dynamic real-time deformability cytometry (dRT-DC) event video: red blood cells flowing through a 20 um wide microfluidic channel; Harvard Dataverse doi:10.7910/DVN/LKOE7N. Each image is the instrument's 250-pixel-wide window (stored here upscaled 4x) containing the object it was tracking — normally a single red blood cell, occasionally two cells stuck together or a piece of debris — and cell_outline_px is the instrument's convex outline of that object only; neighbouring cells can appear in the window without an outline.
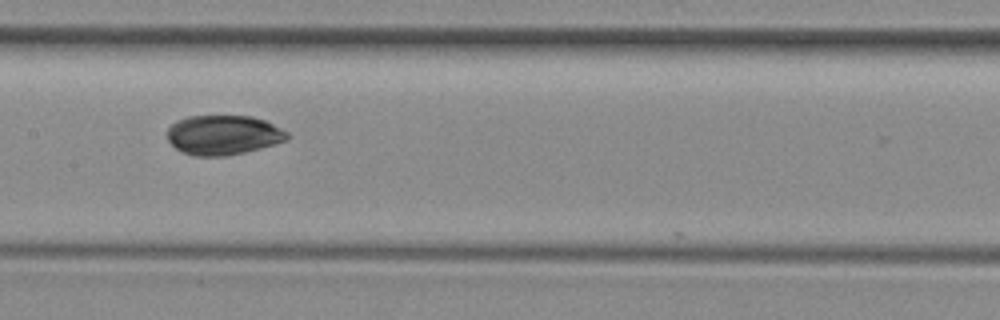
{"species": "common noctule bat (a hibernating species)", "species_latin": "Nyctalus noctula", "temperature_condition": "room temperature", "stored_images_in_passage": 12, "camera_frame_rate_fps": 3000, "um_per_image_px": 0.085, "animal": {"sex": "female", "body_mass_g": 29.2, "forearm_length_mm": 56.3}, "frame": {"image": 1, "passage_image": 9, "time_ms": 10.0, "image_size_px": [1000, 320], "cell_outline_px": [[292, 136], [288, 140], [260, 148], [244, 152], [224, 156], [192, 156], [180, 152], [168, 140], [168, 128], [176, 120], [188, 116], [252, 116], [264, 120], [288, 132]], "centroid_in_image_um": [18.98, 11.48], "position_along_channel_um": 188.4, "area_um2": 27.8}}
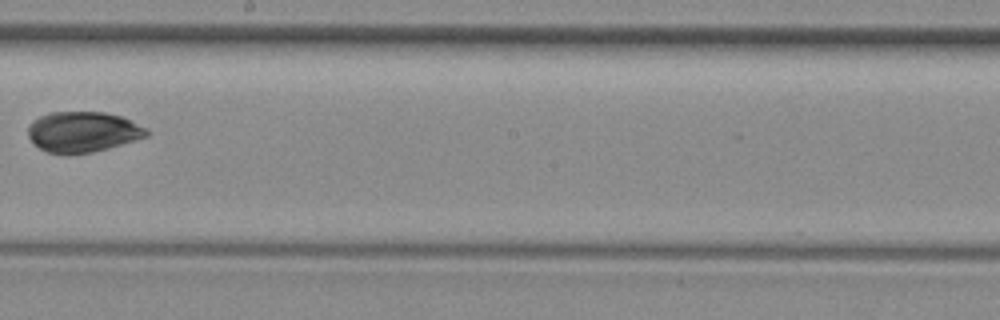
{"frame": {"image": 2, "passage_image": 10, "time_ms": 11.333, "image_size_px": [1000, 320], "cell_outline_px": [[148, 136], [108, 148], [92, 152], [64, 156], [48, 152], [40, 148], [28, 136], [28, 128], [32, 120], [48, 112], [108, 112], [120, 116], [148, 128]], "centroid_in_image_um": [7.03, 11.21], "position_along_channel_um": 241.2, "area_um2": 28.21}}
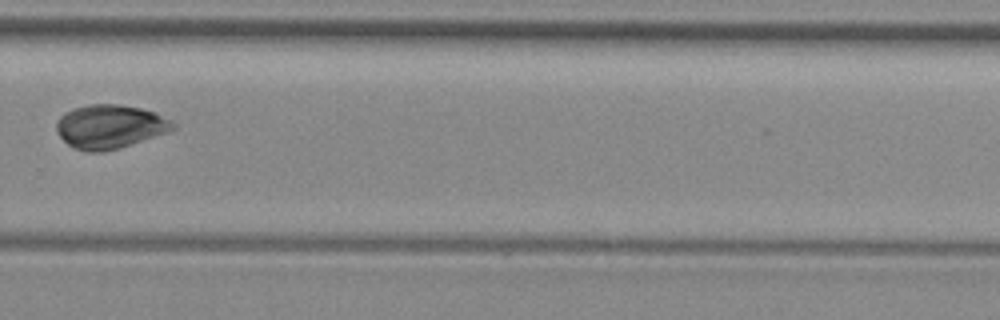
{"frame": {"image": 3, "passage_image": 12, "time_ms": 13.333, "image_size_px": [1000, 320], "cell_outline_px": [[176, 128], [168, 132], [120, 148], [100, 152], [88, 152], [76, 148], [68, 144], [56, 132], [56, 124], [60, 116], [72, 108], [88, 104], [120, 104], [140, 108], [156, 112], [176, 124]], "centroid_in_image_um": [9.34, 10.75], "position_along_channel_um": 320.5, "area_um2": 29.77}}